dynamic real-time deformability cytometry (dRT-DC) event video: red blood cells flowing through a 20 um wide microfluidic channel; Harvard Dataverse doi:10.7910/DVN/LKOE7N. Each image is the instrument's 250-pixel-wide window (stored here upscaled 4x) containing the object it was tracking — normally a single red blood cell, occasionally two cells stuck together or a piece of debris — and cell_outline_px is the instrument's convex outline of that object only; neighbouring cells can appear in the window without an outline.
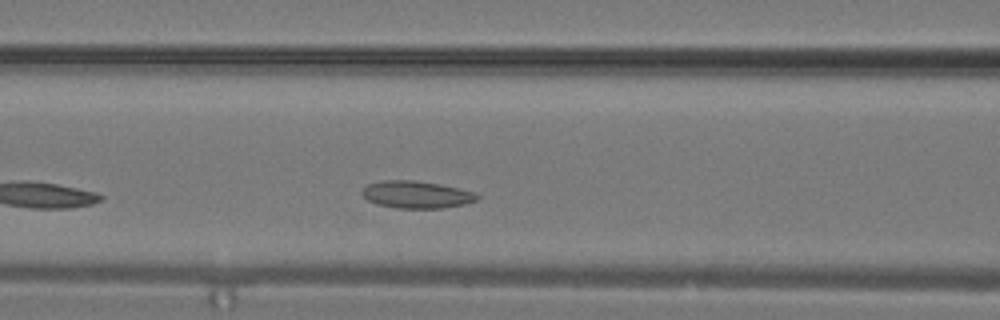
{"species": "common noctule bat (a hibernating species)", "species_latin": "Nyctalus noctula", "temperature_condition": "warm", "stored_images_in_passage": 13, "camera_frame_rate_fps": 3000, "um_per_image_px": 0.085, "animal": {"sex": "male", "body_mass_g": 19.2, "forearm_length_mm": 51.8}, "frame": {"image": 1, "passage_image": 8, "time_ms": 2.333, "image_size_px": [1000, 320], "cell_outline_px": [[480, 196], [476, 200], [464, 204], [440, 208], [396, 208], [376, 204], [368, 200], [360, 192], [368, 184], [384, 180], [412, 180], [440, 184], [476, 192]], "centroid_in_image_um": [35.4, 16.54], "position_along_channel_um": 131.2, "area_um2": 18.21}}
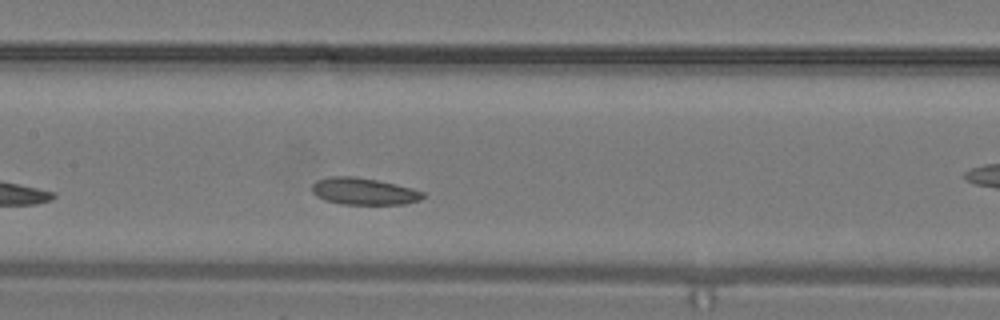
{"frame": {"image": 2, "passage_image": 10, "time_ms": 3.0, "image_size_px": [1000, 320], "cell_outline_px": [[424, 196], [420, 200], [404, 204], [344, 204], [324, 200], [316, 196], [312, 192], [312, 184], [316, 180], [328, 176], [356, 176], [396, 184], [412, 188], [424, 192]], "centroid_in_image_um": [30.89, 16.25], "position_along_channel_um": 176.5, "area_um2": 17.46}}